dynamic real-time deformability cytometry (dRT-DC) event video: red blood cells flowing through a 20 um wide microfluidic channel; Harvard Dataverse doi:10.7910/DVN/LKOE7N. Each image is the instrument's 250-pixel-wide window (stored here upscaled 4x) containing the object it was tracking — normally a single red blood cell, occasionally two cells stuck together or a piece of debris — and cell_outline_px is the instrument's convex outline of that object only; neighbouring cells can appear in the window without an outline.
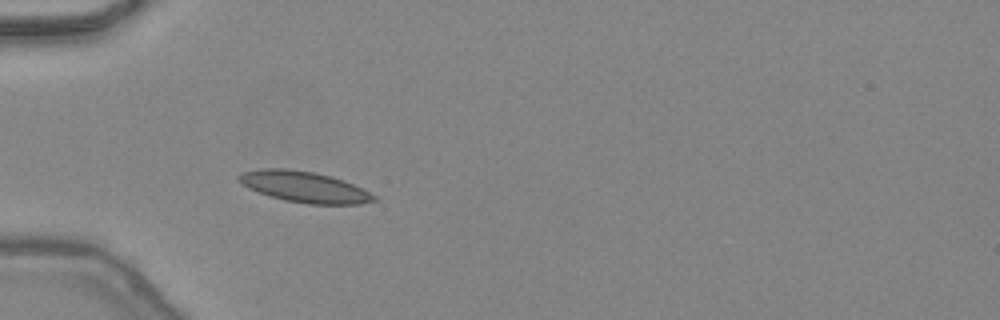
{"species": "common noctule bat (a hibernating species)", "species_latin": "Nyctalus noctula", "temperature_condition": "warm", "stored_images_in_passage": 21, "camera_frame_rate_fps": 3000, "um_per_image_px": 0.085, "animal": {"sex": "female", "body_mass_g": 24.6, "forearm_length_mm": 56.2}, "frame": {"image": 1, "passage_image": 1, "time_ms": 0.0, "image_size_px": [1000, 320], "cell_outline_px": [[376, 200], [360, 204], [308, 204], [284, 200], [268, 196], [248, 188], [236, 180], [236, 176], [240, 172], [264, 168], [284, 168], [312, 172], [332, 176], [344, 180], [376, 196]], "centroid_in_image_um": [25.8, 15.88], "position_along_channel_um": 59.2, "area_um2": 24.39}}
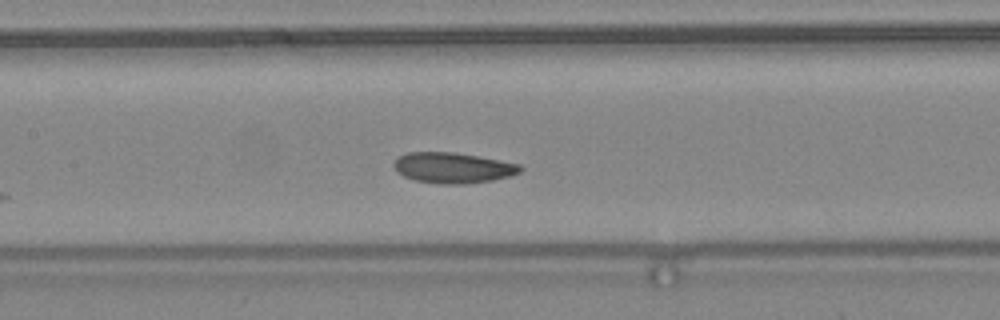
{"frame": {"image": 2, "passage_image": 9, "time_ms": 2.667, "image_size_px": [1000, 320], "cell_outline_px": [[524, 168], [520, 172], [512, 176], [492, 180], [464, 184], [444, 184], [416, 180], [404, 176], [396, 172], [392, 164], [400, 156], [408, 152], [452, 152], [476, 156], [520, 164]], "centroid_in_image_um": [38.51, 14.26], "position_along_channel_um": 168.9, "area_um2": 22.43}}
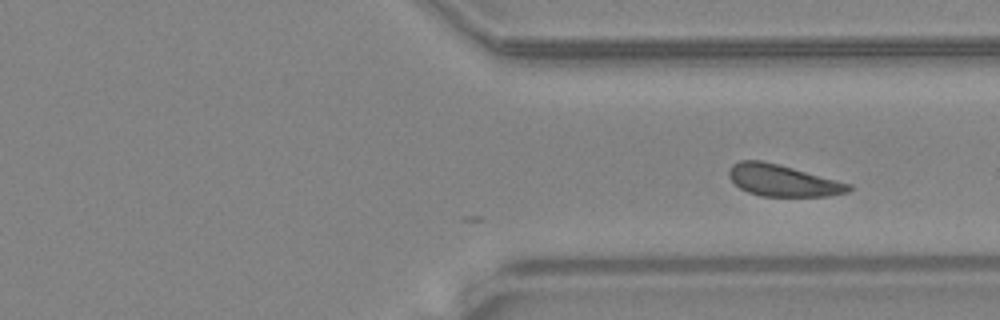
{"frame": {"image": 3, "passage_image": 21, "time_ms": 6.667, "image_size_px": [1000, 320], "cell_outline_px": [[852, 188], [848, 192], [828, 196], [760, 196], [748, 192], [740, 188], [728, 176], [728, 172], [732, 164], [740, 160], [760, 160], [780, 164], [852, 184]], "centroid_in_image_um": [66.53, 15.33], "position_along_channel_um": 344.9, "area_um2": 22.14}}